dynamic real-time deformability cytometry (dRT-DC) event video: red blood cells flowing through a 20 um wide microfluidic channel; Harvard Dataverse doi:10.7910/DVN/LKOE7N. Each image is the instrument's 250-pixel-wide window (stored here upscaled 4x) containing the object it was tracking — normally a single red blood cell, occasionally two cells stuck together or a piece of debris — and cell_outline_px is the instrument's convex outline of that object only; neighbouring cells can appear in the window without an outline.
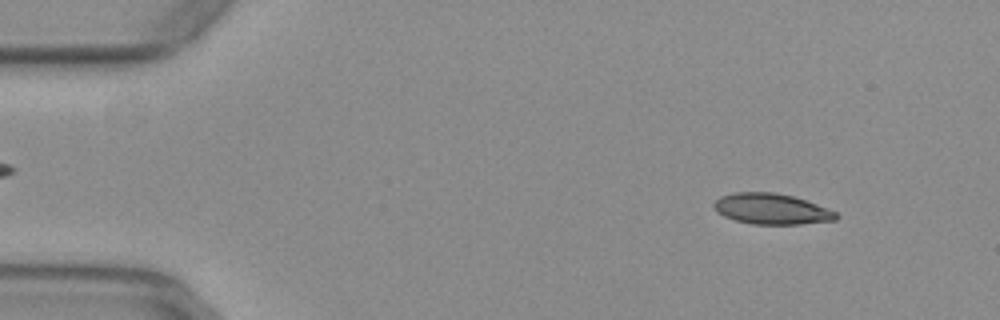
{"species": "common noctule bat (a hibernating species)", "species_latin": "Nyctalus noctula", "temperature_condition": "warm", "stored_images_in_passage": 14, "camera_frame_rate_fps": 3000, "um_per_image_px": 0.085, "animal": {"sex": "female", "body_mass_g": 29.2, "forearm_length_mm": 56.3}, "frame": {"image": 1, "passage_image": 5, "time_ms": 1.333, "image_size_px": [1000, 320], "cell_outline_px": [[840, 216], [836, 220], [800, 224], [752, 224], [736, 220], [724, 216], [716, 212], [712, 208], [712, 204], [720, 196], [732, 192], [776, 192], [792, 196], [816, 204], [836, 212]], "centroid_in_image_um": [65.54, 17.75], "position_along_channel_um": 19.5, "area_um2": 21.96}}